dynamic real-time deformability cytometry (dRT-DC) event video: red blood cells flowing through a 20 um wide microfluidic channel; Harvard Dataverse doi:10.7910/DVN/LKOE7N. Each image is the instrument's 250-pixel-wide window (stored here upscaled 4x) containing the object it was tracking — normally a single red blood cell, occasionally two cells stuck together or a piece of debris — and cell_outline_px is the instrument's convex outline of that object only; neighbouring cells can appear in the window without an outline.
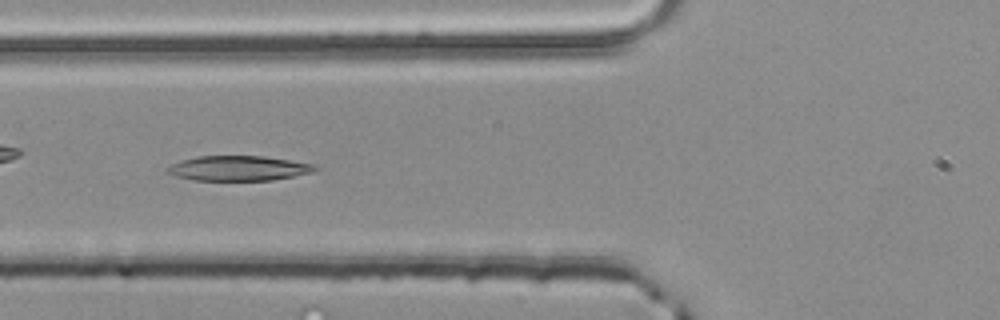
{"species": "common noctule bat (a hibernating species)", "species_latin": "Nyctalus noctula", "temperature_condition": "room temperature", "stored_images_in_passage": 46, "camera_frame_rate_fps": 3000, "um_per_image_px": 0.085, "animal": {"sex": "male", "body_mass_g": 20.4}, "frame": {"image": 1, "passage_image": 14, "time_ms": 4.333, "image_size_px": [1000, 320], "cell_outline_px": [[320, 168], [312, 172], [272, 180], [192, 180], [176, 176], [168, 172], [164, 168], [180, 160], [196, 156], [264, 156], [316, 164]], "centroid_in_image_um": [20.27, 14.29], "position_along_channel_um": 105.5, "area_um2": 21.5}}
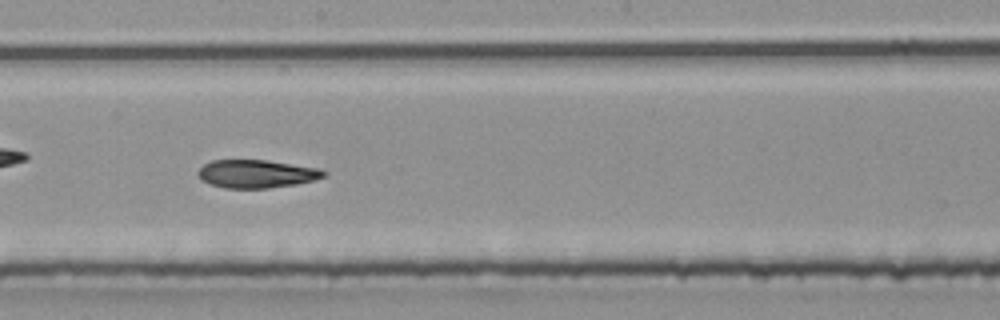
{"frame": {"image": 2, "passage_image": 23, "time_ms": 7.333, "image_size_px": [1000, 320], "cell_outline_px": [[328, 172], [324, 176], [312, 180], [296, 184], [268, 188], [224, 188], [200, 180], [196, 172], [204, 164], [212, 160], [268, 160], [320, 168]], "centroid_in_image_um": [21.79, 14.77], "position_along_channel_um": 226.4, "area_um2": 20.63}}
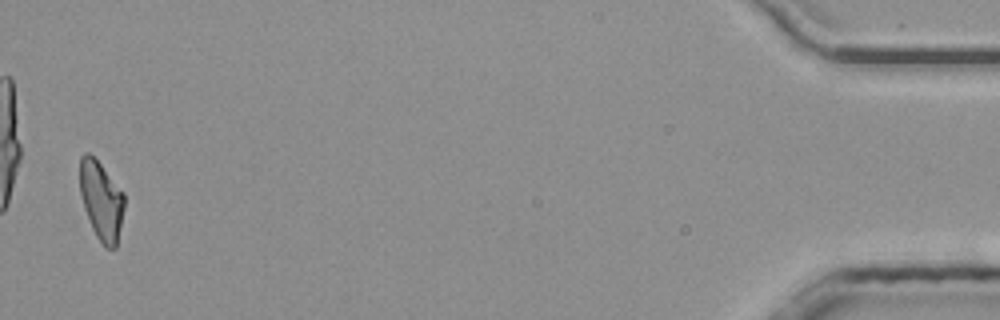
{"frame": {"image": 3, "passage_image": 45, "time_ms": 14.667, "image_size_px": [1000, 320], "cell_outline_px": [[124, 208], [116, 248], [104, 248], [96, 236], [92, 228], [84, 208], [80, 192], [80, 156], [84, 152], [88, 152], [100, 164], [124, 192]], "centroid_in_image_um": [8.61, 17.06], "position_along_channel_um": 426.6, "area_um2": 20.35}, "authors_computed_cell_mechanics": {"area_um2": 21.4438, "velocity_mm_per_s": 4.0319, "shape_relaxation_time_tau1_ms": 5.4807, "shape_relaxation_time_tau2_ms": 4.561, "deformation_change_tau1": 0.1885, "deformation_change_tau2": 0.1241}}